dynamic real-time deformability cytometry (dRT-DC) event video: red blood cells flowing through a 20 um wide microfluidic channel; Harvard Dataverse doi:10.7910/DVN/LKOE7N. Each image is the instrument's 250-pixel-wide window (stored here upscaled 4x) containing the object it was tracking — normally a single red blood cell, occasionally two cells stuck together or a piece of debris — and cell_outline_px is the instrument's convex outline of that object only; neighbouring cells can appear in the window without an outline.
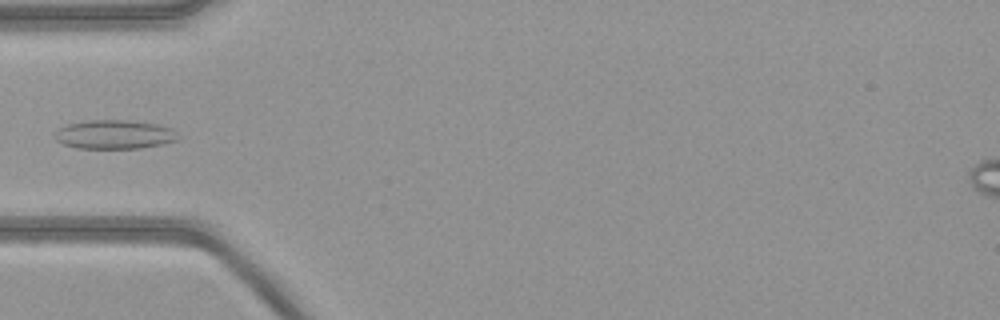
{"species": "common noctule bat (a hibernating species)", "species_latin": "Nyctalus noctula", "temperature_condition": "warm", "stored_images_in_passage": 37, "camera_frame_rate_fps": 3000, "um_per_image_px": 0.085, "animal": {"sex": "female", "body_mass_g": 21.9}, "frame": {"image": 1, "passage_image": 1, "time_ms": 0.0, "image_size_px": [1000, 320], "cell_outline_px": [[176, 140], [160, 144], [140, 148], [80, 148], [64, 144], [56, 140], [56, 132], [60, 128], [68, 124], [84, 120], [128, 120], [156, 124], [172, 128], [176, 132]], "centroid_in_image_um": [9.71, 11.42], "position_along_channel_um": 75.3, "area_um2": 20.46}}
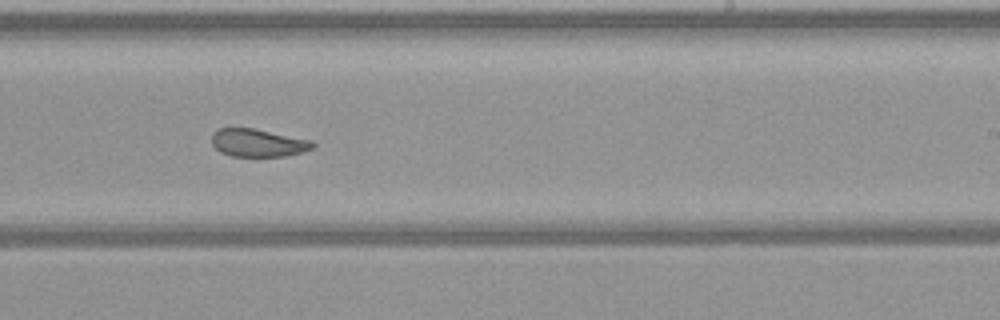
{"frame": {"image": 2, "passage_image": 16, "time_ms": 5.0, "image_size_px": [1000, 320], "cell_outline_px": [[316, 144], [312, 148], [304, 152], [284, 156], [232, 156], [220, 152], [212, 144], [212, 132], [216, 128], [252, 128], [312, 140]], "centroid_in_image_um": [21.92, 12.14], "position_along_channel_um": 267.1, "area_um2": 16.42}}
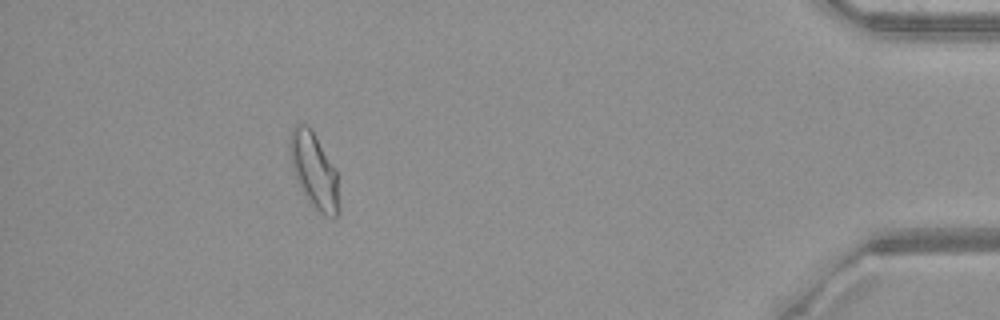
{"frame": {"image": 3, "passage_image": 32, "time_ms": 10.333, "image_size_px": [1000, 320], "cell_outline_px": [[340, 212], [336, 220], [332, 220], [324, 216], [308, 200], [300, 188], [296, 180], [288, 152], [288, 140], [292, 128], [296, 124], [304, 124], [312, 128], [336, 168], [340, 208]], "centroid_in_image_um": [26.71, 14.51], "position_along_channel_um": 408.5, "area_um2": 22.31}}